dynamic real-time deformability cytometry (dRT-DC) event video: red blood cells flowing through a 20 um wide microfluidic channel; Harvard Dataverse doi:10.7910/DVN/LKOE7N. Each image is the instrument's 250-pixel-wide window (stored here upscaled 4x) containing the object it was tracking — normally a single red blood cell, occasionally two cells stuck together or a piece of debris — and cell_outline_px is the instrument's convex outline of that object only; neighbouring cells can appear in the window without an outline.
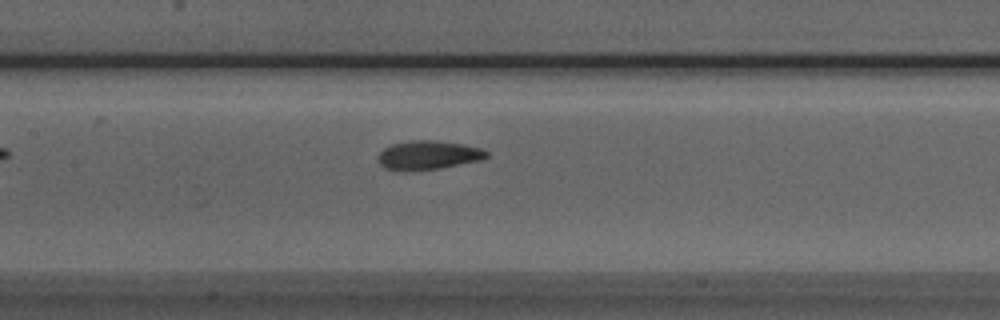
{"species": "Egyptian fruit bat (a non-hibernating species)", "species_latin": "Rousettus aegyptiacus", "temperature_condition": "room temperature", "stored_images_in_passage": 36, "camera_frame_rate_fps": 3000, "um_per_image_px": 0.085, "animal": {"sex": "male"}, "frame": {"image": 1, "passage_image": 10, "time_ms": 3.0, "image_size_px": [1000, 320], "cell_outline_px": [[488, 156], [484, 160], [440, 168], [404, 172], [384, 168], [380, 164], [380, 152], [384, 148], [392, 144], [412, 140], [436, 140], [464, 144], [480, 148], [488, 152]], "centroid_in_image_um": [36.43, 13.19], "position_along_channel_um": 171.0, "area_um2": 18.44}}
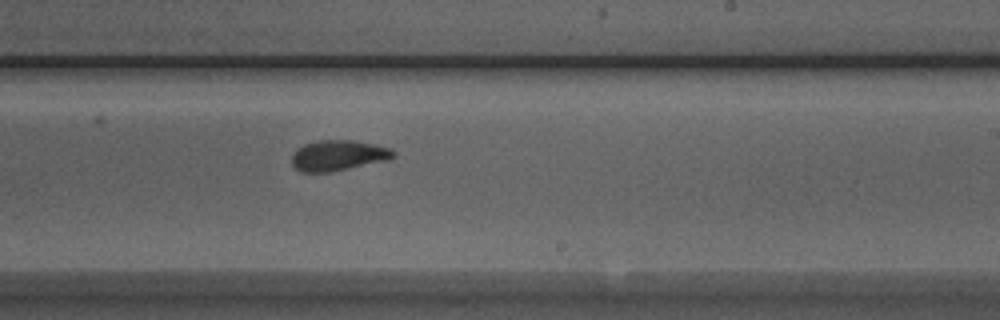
{"frame": {"image": 2, "passage_image": 17, "time_ms": 5.333, "image_size_px": [1000, 320], "cell_outline_px": [[396, 156], [388, 160], [328, 172], [300, 172], [292, 168], [292, 156], [296, 148], [304, 144], [316, 140], [352, 140], [376, 144], [388, 148], [396, 152]], "centroid_in_image_um": [28.71, 13.21], "position_along_channel_um": 260.3, "area_um2": 18.21}}
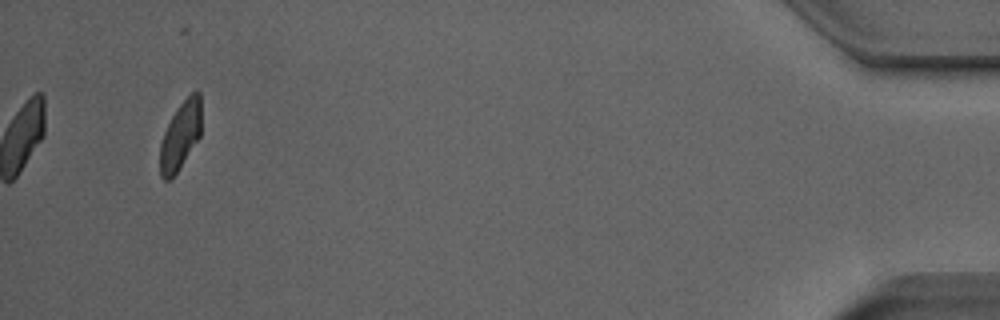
{"frame": {"image": 3, "passage_image": 36, "time_ms": 11.667, "image_size_px": [1000, 320], "cell_outline_px": [[200, 136], [176, 172], [168, 180], [164, 180], [160, 176], [160, 144], [164, 132], [172, 116], [180, 104], [196, 88], [200, 92]], "centroid_in_image_um": [15.33, 11.5], "position_along_channel_um": 419.9, "area_um2": 16.01}, "authors_computed_cell_mechanics": {"area_um2": 18.0336, "velocity_mm_per_s": 3.8442, "shape_relaxation_time_tau1_ms": 3.7744, "shape_relaxation_time_tau2_ms": 1.9433, "deformation_change_tau1": 0.1513, "deformation_change_tau2": 0.0676}}